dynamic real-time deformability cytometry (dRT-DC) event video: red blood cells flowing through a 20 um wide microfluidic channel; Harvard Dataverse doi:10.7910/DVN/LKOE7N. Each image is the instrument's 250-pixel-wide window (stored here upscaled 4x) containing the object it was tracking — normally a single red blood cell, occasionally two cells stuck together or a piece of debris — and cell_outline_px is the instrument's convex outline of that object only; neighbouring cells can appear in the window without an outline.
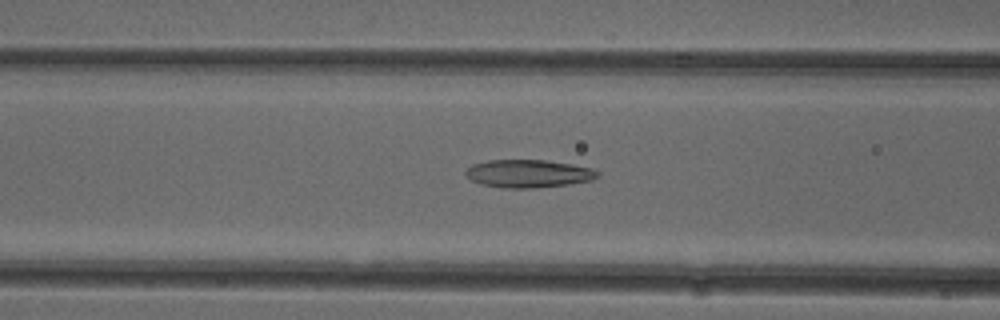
{"species": "common noctule bat (a hibernating species)", "species_latin": "Nyctalus noctula", "temperature_condition": "cold", "stored_images_in_passage": 38, "camera_frame_rate_fps": 3000, "um_per_image_px": 0.085, "animal": {"sex": "female"}, "frame": {"image": 1, "passage_image": 7, "time_ms": 2.0, "image_size_px": [1000, 320], "cell_outline_px": [[600, 176], [592, 180], [568, 184], [536, 188], [500, 188], [480, 184], [464, 176], [464, 172], [472, 164], [488, 160], [544, 160], [572, 164], [592, 168], [600, 172]], "centroid_in_image_um": [44.9, 14.76], "position_along_channel_um": 121.7, "area_um2": 21.68}}
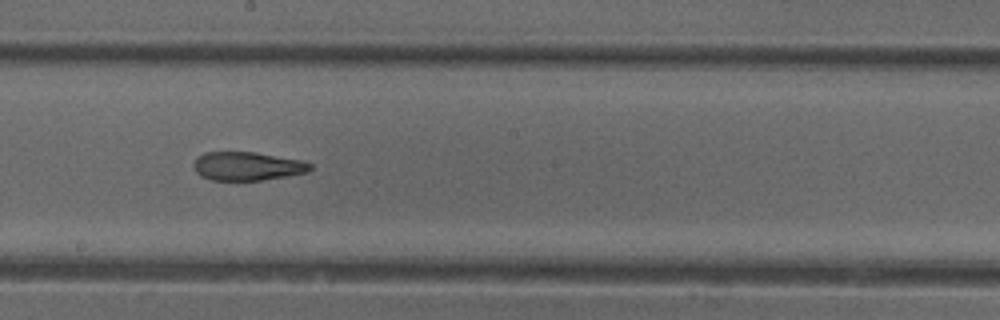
{"frame": {"image": 2, "passage_image": 15, "time_ms": 4.667, "image_size_px": [1000, 320], "cell_outline_px": [[312, 168], [308, 172], [288, 176], [260, 180], [212, 180], [200, 176], [196, 172], [192, 164], [196, 156], [204, 152], [256, 152], [304, 160], [312, 164]], "centroid_in_image_um": [21.02, 14.11], "position_along_channel_um": 227.2, "area_um2": 19.71}}
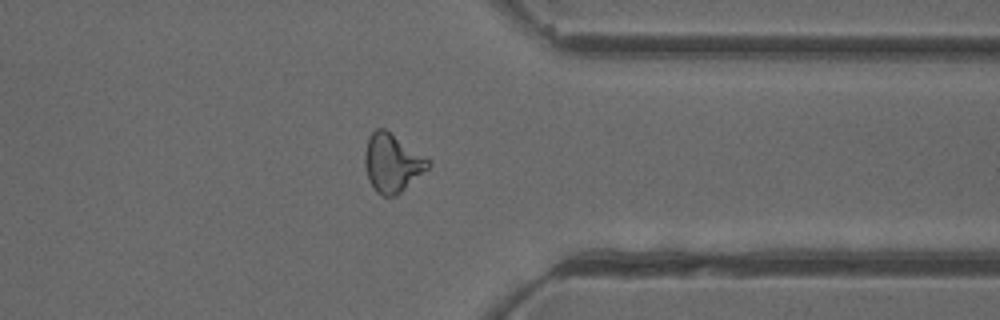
{"frame": {"image": 3, "passage_image": 27, "time_ms": 8.667, "image_size_px": [1000, 320], "cell_outline_px": [[432, 164], [428, 168], [396, 196], [384, 196], [376, 192], [368, 180], [364, 168], [364, 152], [368, 136], [376, 128], [384, 128], [432, 160]], "centroid_in_image_um": [33.32, 13.84], "position_along_channel_um": 378.1, "area_um2": 21.73}, "authors_computed_cell_mechanics": {"area_um2": 20.9814, "velocity_mm_per_s": 3.957, "shape_relaxation_time_tau1_ms": 10.8819, "shape_relaxation_time_tau2_ms": 3.5831, "deformation_change_tau1": 0.2414, "deformation_change_tau2": 0.1226}}